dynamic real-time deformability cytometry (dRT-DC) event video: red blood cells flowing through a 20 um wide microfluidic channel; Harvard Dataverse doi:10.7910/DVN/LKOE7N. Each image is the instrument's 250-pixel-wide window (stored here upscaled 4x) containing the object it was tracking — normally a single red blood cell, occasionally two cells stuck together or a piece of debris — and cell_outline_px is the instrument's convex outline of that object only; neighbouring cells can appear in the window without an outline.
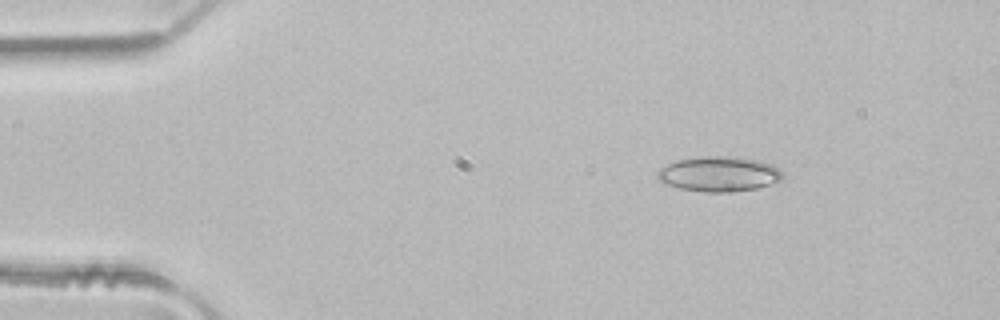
{"species": "common noctule bat (a hibernating species)", "species_latin": "Nyctalus noctula", "temperature_condition": "room temperature", "stored_images_in_passage": 47, "camera_frame_rate_fps": 3000, "um_per_image_px": 0.085, "animal": {"sex": "male", "body_mass_g": 21.5, "forearm_length_mm": 52.0}, "frame": {"image": 1, "passage_image": 4, "time_ms": 1.0, "image_size_px": [1000, 320], "cell_outline_px": [[780, 180], [756, 188], [732, 192], [704, 192], [680, 188], [664, 184], [656, 176], [656, 172], [660, 168], [676, 160], [708, 156], [728, 156], [756, 160], [772, 164], [780, 172]], "centroid_in_image_um": [61.04, 14.79], "position_along_channel_um": 24.0, "area_um2": 25.2}}
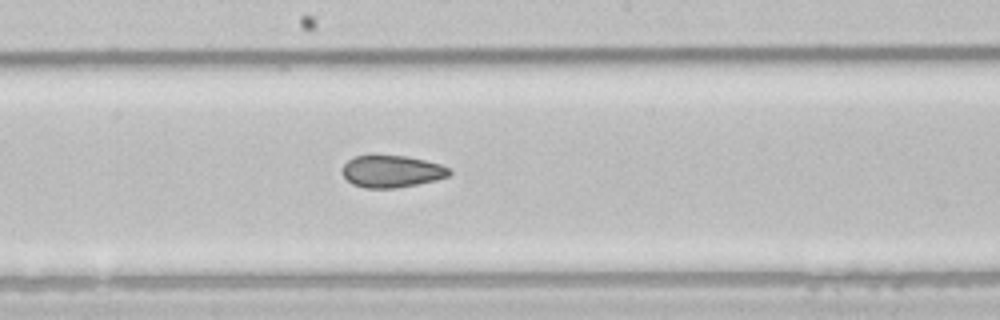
{"frame": {"image": 2, "passage_image": 23, "time_ms": 7.333, "image_size_px": [1000, 320], "cell_outline_px": [[452, 172], [448, 176], [436, 180], [396, 188], [364, 188], [352, 184], [344, 176], [344, 164], [348, 160], [356, 156], [372, 152], [408, 156], [440, 164], [448, 168]], "centroid_in_image_um": [33.27, 14.52], "position_along_channel_um": 214.9, "area_um2": 20.46}}
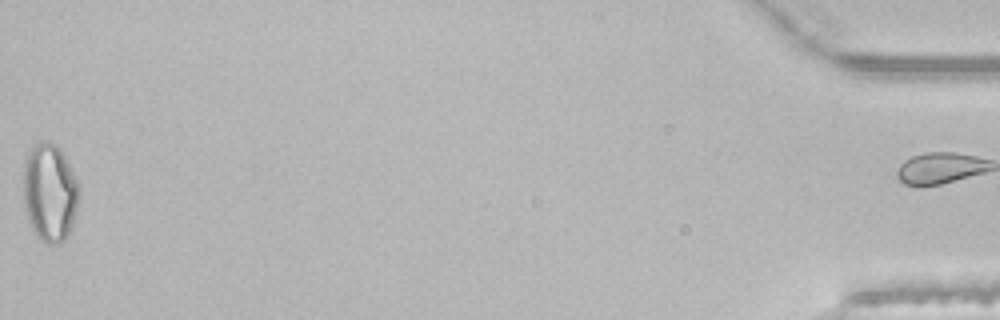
{"frame": {"image": 3, "passage_image": 46, "time_ms": 15.0, "image_size_px": [1000, 320], "cell_outline_px": [[80, 192], [76, 208], [68, 236], [60, 244], [44, 244], [36, 236], [28, 220], [24, 204], [24, 160], [28, 148], [32, 144], [40, 140], [56, 144], [60, 148], [76, 180]], "centroid_in_image_um": [4.2, 16.35], "position_along_channel_um": 431.0, "area_um2": 32.02}, "authors_computed_cell_mechanics": {"area_um2": 22.0796, "velocity_mm_per_s": 4.1378, "shape_relaxation_time_tau1_ms": null, "shape_relaxation_time_tau2_ms": 3.7855, "deformation_change_tau1": null, "deformation_change_tau2": 0.0971}}